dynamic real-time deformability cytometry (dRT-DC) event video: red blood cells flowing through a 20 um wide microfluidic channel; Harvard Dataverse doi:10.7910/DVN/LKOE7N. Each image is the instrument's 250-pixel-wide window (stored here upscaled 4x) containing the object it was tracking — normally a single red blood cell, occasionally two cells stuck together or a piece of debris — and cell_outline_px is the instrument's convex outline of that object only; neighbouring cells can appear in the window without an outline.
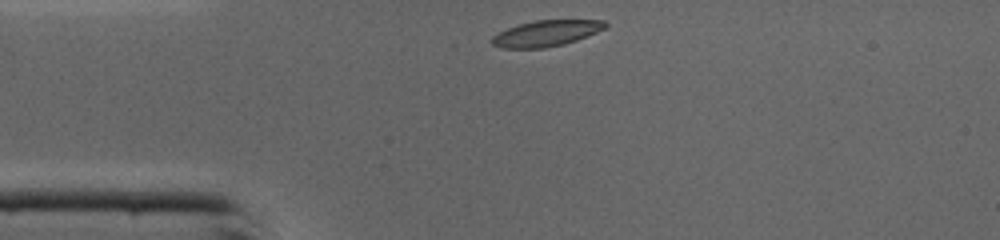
{"species": "common noctule bat (a hibernating species)", "species_latin": "Nyctalus noctula", "temperature_condition": "cold", "stored_images_in_passage": 27, "camera_frame_rate_fps": 3000, "um_per_image_px": 0.085, "animal": {"sex": "male", "body_mass_g": 19.0, "forearm_length_mm": 50.8}, "frame": {"image": 1, "passage_image": 1, "time_ms": 0.0, "image_size_px": [1000, 240], "cell_outline_px": [[608, 24], [604, 28], [588, 36], [564, 44], [544, 48], [500, 48], [492, 44], [488, 40], [492, 36], [508, 28], [520, 24], [536, 20], [604, 20]], "centroid_in_image_um": [46.4, 2.84], "position_along_channel_um": 38.6, "area_um2": 17.11}}
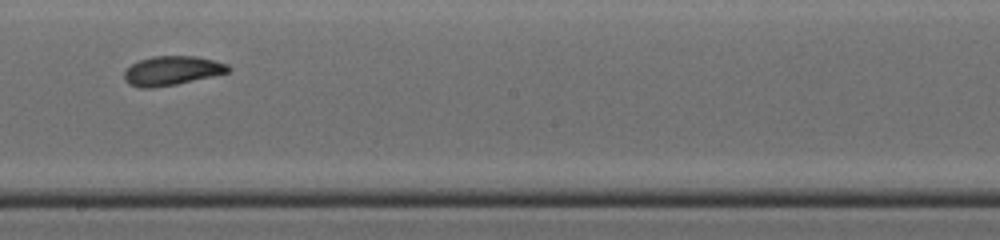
{"frame": {"image": 2, "passage_image": 16, "time_ms": 5.0, "image_size_px": [1000, 240], "cell_outline_px": [[232, 68], [228, 72], [212, 76], [176, 84], [152, 88], [140, 88], [128, 84], [124, 80], [124, 72], [132, 64], [140, 60], [152, 56], [196, 56], [228, 64]], "centroid_in_image_um": [14.6, 6.01], "position_along_channel_um": 233.6, "area_um2": 17.63}}
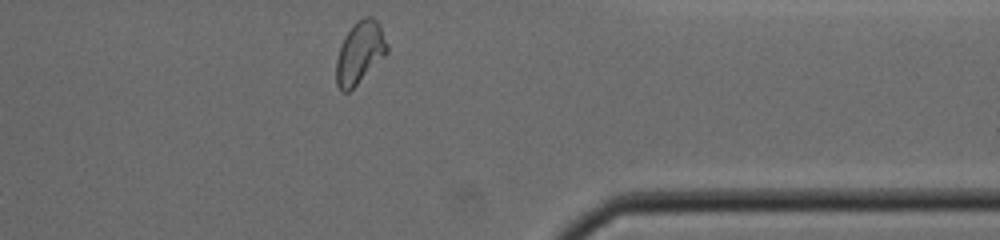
{"frame": {"image": 3, "passage_image": 27, "time_ms": 8.667, "image_size_px": [1000, 240], "cell_outline_px": [[388, 52], [348, 92], [340, 92], [336, 84], [336, 60], [340, 48], [348, 32], [356, 20], [364, 16], [372, 16], [376, 20], [388, 44]], "centroid_in_image_um": [30.57, 4.47], "position_along_channel_um": 380.8, "area_um2": 18.03}, "authors_computed_cell_mechanics": {"area_um2": 17.6868, "velocity_mm_per_s": 4.3711, "shape_relaxation_time_tau1_ms": 4.3385, "shape_relaxation_time_tau2_ms": 1.6263, "deformation_change_tau1": 0.1519, "deformation_change_tau2": 0.0709}}